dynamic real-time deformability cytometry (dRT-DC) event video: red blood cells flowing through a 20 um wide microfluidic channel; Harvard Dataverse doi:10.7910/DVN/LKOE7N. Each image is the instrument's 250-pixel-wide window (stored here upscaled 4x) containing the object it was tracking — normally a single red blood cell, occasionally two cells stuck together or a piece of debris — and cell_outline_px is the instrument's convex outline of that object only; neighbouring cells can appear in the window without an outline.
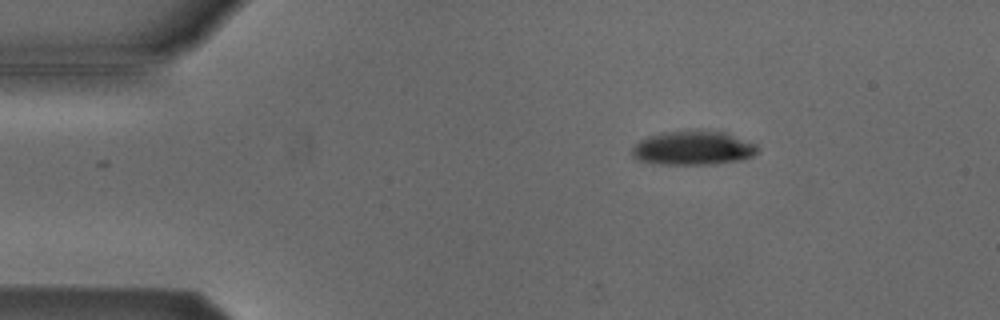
{"species": "Egyptian fruit bat (a non-hibernating species)", "species_latin": "Rousettus aegyptiacus", "temperature_condition": "cold", "stored_images_in_passage": 46, "camera_frame_rate_fps": 3000, "um_per_image_px": 0.085, "animal": {"sex": "male"}, "frame": {"image": 1, "passage_image": 1, "time_ms": 0.0, "image_size_px": [1000, 320], "cell_outline_px": [[760, 152], [752, 156], [740, 160], [712, 164], [656, 164], [636, 160], [632, 156], [632, 148], [640, 140], [648, 136], [664, 132], [724, 132], [756, 144], [760, 148]], "centroid_in_image_um": [58.91, 12.61], "position_along_channel_um": 26.1, "area_um2": 24.57}}
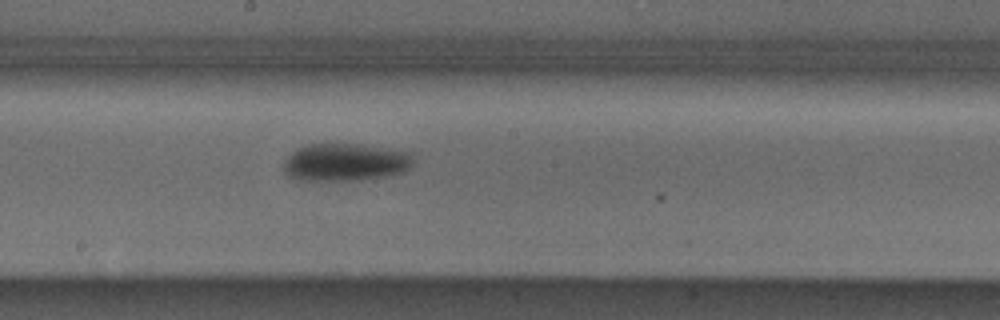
{"frame": {"image": 2, "passage_image": 21, "time_ms": 6.667, "image_size_px": [1000, 320], "cell_outline_px": [[412, 164], [404, 172], [384, 176], [360, 180], [300, 180], [284, 172], [284, 160], [296, 148], [308, 144], [364, 144], [408, 152], [412, 156]], "centroid_in_image_um": [29.34, 13.78], "position_along_channel_um": 218.9, "area_um2": 28.32}}
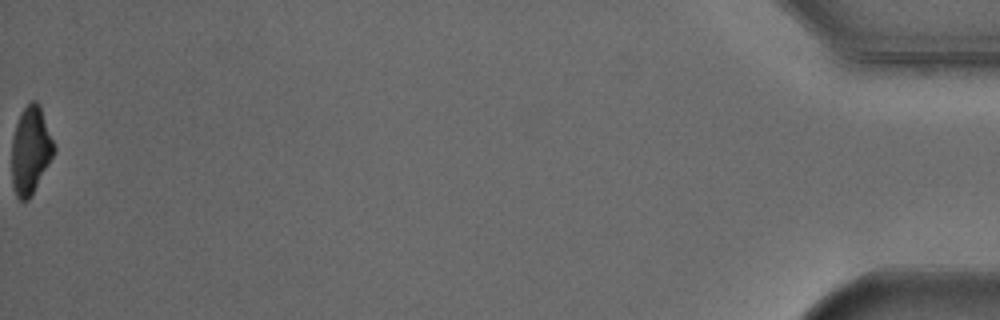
{"frame": {"image": 3, "passage_image": 46, "time_ms": 15.0, "image_size_px": [1000, 320], "cell_outline_px": [[56, 152], [28, 200], [20, 200], [16, 196], [12, 184], [12, 140], [16, 124], [20, 112], [32, 100], [36, 100], [40, 104], [56, 148]], "centroid_in_image_um": [2.61, 12.75], "position_along_channel_um": 432.6, "area_um2": 21.56}, "authors_computed_cell_mechanics": {"area_um2": 26.3279, "velocity_mm_per_s": 3.852, "shape_relaxation_time_tau1_ms": 2.6624, "shape_relaxation_time_tau2_ms": null, "deformation_change_tau1": 0.114, "deformation_change_tau2": null}}